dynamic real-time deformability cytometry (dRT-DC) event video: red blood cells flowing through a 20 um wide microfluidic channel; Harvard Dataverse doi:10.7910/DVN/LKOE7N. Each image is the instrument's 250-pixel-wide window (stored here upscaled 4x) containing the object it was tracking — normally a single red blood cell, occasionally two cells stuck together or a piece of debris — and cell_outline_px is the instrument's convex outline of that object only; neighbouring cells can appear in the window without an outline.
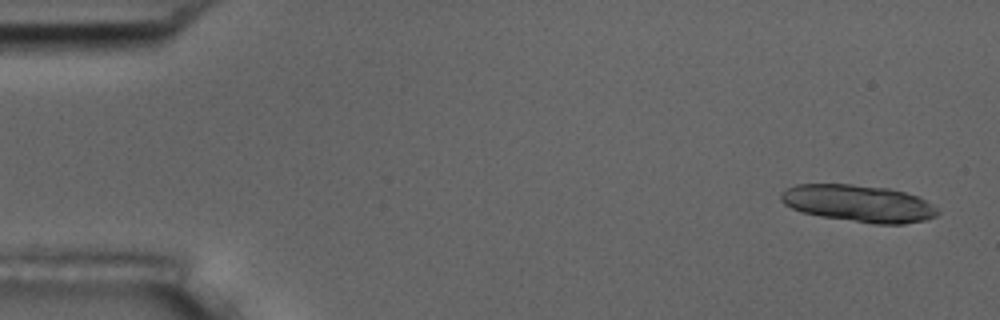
{"species": "common noctule bat (a hibernating species)", "species_latin": "Nyctalus noctula", "temperature_condition": "room temperature", "stored_images_in_passage": 6, "camera_frame_rate_fps": 3000, "um_per_image_px": 0.085, "animal": {"sex": "male", "body_mass_g": 17.5, "forearm_length_mm": 52.3}, "frame": {"image": 1, "passage_image": 1, "time_ms": 0.0, "image_size_px": [1000, 320], "cell_outline_px": [[940, 212], [936, 216], [924, 220], [904, 224], [876, 224], [820, 216], [800, 212], [784, 204], [780, 200], [780, 192], [784, 188], [796, 184], [852, 184], [888, 188], [920, 196], [932, 204]], "centroid_in_image_um": [72.96, 17.28], "position_along_channel_um": 12.0, "area_um2": 34.1}}